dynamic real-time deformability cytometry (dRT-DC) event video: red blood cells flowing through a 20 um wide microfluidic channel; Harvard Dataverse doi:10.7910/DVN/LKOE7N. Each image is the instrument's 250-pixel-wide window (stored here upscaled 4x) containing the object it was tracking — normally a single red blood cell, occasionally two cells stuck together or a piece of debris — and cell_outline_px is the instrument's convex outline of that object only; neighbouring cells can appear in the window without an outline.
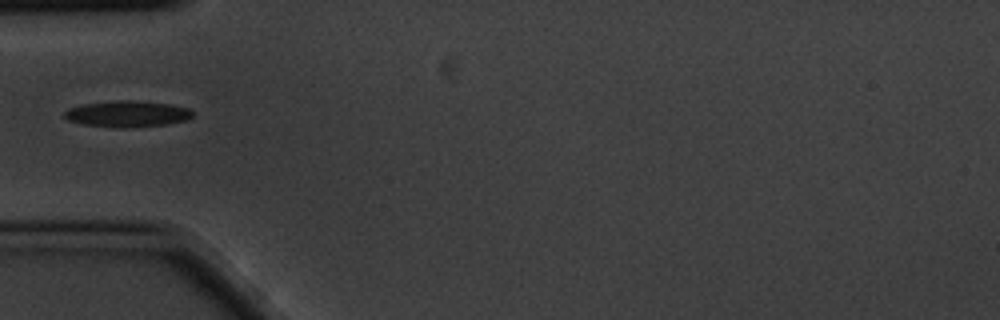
{"species": "common noctule bat (a hibernating species)", "species_latin": "Nyctalus noctula", "temperature_condition": "cold", "stored_images_in_passage": 1, "camera_frame_rate_fps": 3000, "um_per_image_px": 0.085, "animal": {"sex": "male", "body_mass_g": 20.1, "forearm_length_mm": 53.5}, "frame": {"image": 1, "passage_image": 1, "time_ms": 0.0, "image_size_px": [1000, 320], "cell_outline_px": [[192, 116], [184, 120], [164, 124], [124, 128], [120, 128], [84, 124], [68, 120], [64, 116], [64, 112], [68, 108], [80, 104], [116, 100], [136, 100], [172, 104], [188, 108], [192, 112]], "centroid_in_image_um": [10.78, 9.66], "position_along_channel_um": 74.2, "area_um2": 19.54}}